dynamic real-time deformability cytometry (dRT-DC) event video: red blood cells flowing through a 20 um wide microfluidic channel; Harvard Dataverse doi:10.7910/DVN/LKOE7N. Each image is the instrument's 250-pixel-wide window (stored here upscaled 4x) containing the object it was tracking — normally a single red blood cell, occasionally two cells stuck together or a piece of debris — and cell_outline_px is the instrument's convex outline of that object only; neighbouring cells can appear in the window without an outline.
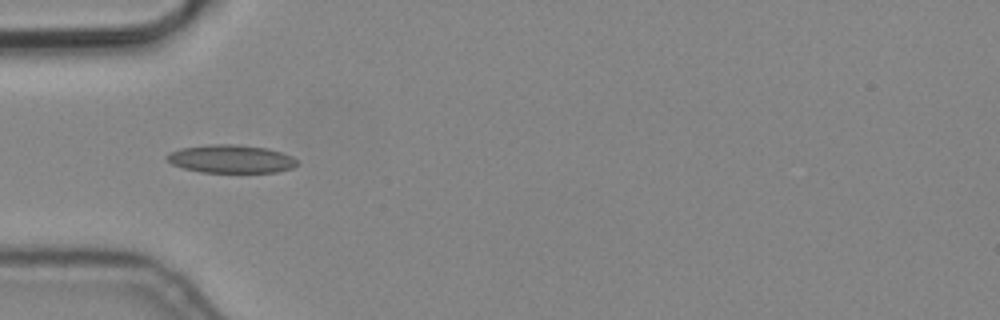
{"species": "common noctule bat (a hibernating species)", "species_latin": "Nyctalus noctula", "temperature_condition": "cold", "stored_images_in_passage": 8, "camera_frame_rate_fps": 3000, "um_per_image_px": 0.085, "animal": {"sex": "male", "body_mass_g": 19.2, "forearm_length_mm": 51.8}, "frame": {"image": 1, "passage_image": 6, "time_ms": 1.667, "image_size_px": [1000, 320], "cell_outline_px": [[296, 164], [292, 168], [276, 172], [200, 172], [184, 168], [172, 164], [164, 156], [168, 152], [180, 148], [208, 144], [236, 144], [268, 148], [292, 156], [296, 160]], "centroid_in_image_um": [19.59, 13.5], "position_along_channel_um": 65.4, "area_um2": 21.39}}
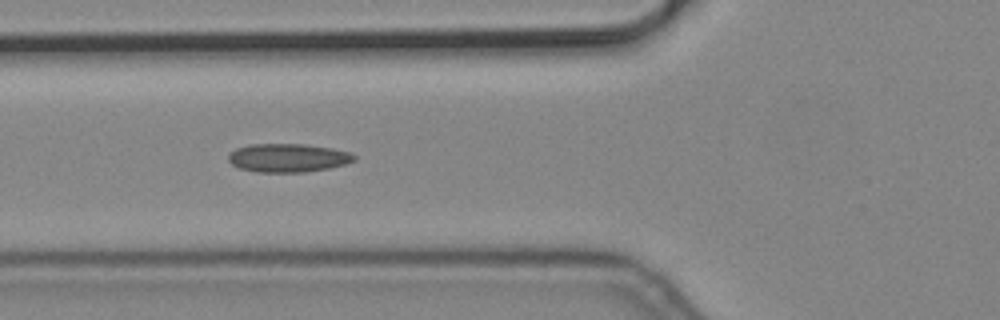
{"frame": {"image": 2, "passage_image": 7, "time_ms": 2.0, "image_size_px": [1000, 320], "cell_outline_px": [[356, 160], [344, 164], [328, 168], [304, 172], [256, 172], [240, 168], [232, 164], [228, 160], [228, 156], [236, 148], [248, 144], [304, 144], [332, 148], [348, 152], [356, 156]], "centroid_in_image_um": [24.46, 13.41], "position_along_channel_um": 101.3, "area_um2": 20.81}}
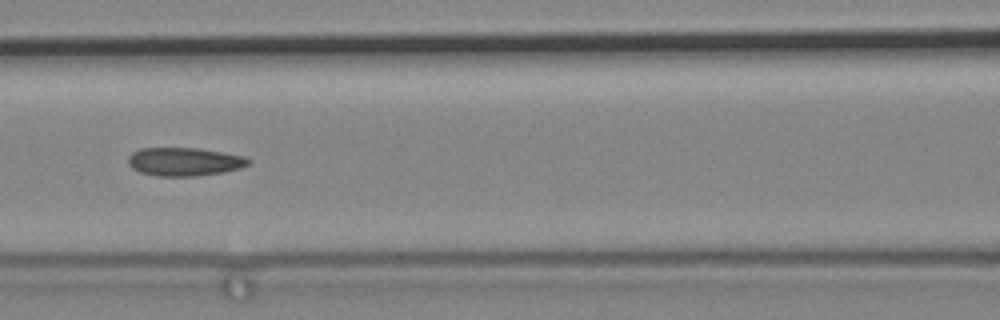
{"frame": {"image": 3, "passage_image": 8, "time_ms": 2.333, "image_size_px": [1000, 320], "cell_outline_px": [[252, 160], [248, 164], [240, 168], [224, 172], [196, 176], [156, 176], [140, 172], [132, 168], [128, 164], [128, 156], [132, 152], [140, 148], [196, 148], [244, 156]], "centroid_in_image_um": [15.64, 13.75], "position_along_channel_um": 151.0, "area_um2": 19.88}}